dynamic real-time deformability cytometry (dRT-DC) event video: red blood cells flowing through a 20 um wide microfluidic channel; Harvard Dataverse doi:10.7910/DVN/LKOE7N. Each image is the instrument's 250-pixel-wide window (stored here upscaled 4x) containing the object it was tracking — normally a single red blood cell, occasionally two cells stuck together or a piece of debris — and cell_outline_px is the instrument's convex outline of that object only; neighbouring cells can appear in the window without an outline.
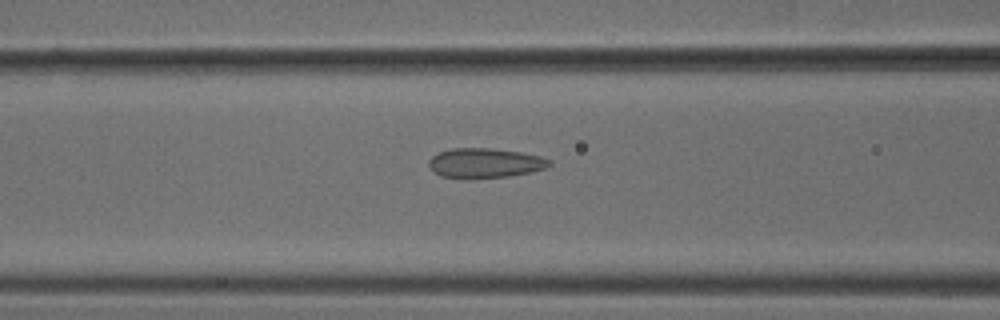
{"species": "common noctule bat (a hibernating species)", "species_latin": "Nyctalus noctula", "temperature_condition": "cold", "stored_images_in_passage": 52, "camera_frame_rate_fps": 3000, "um_per_image_px": 0.085, "animal": {"sex": "male", "body_mass_g": 18.8}, "frame": {"image": 1, "passage_image": 21, "time_ms": 6.667, "image_size_px": [1000, 320], "cell_outline_px": [[552, 164], [544, 168], [528, 172], [508, 176], [440, 176], [428, 164], [428, 160], [432, 156], [440, 152], [452, 148], [488, 148], [520, 152], [540, 156], [548, 160]], "centroid_in_image_um": [41.22, 13.81], "position_along_channel_um": 125.4, "area_um2": 19.88}}
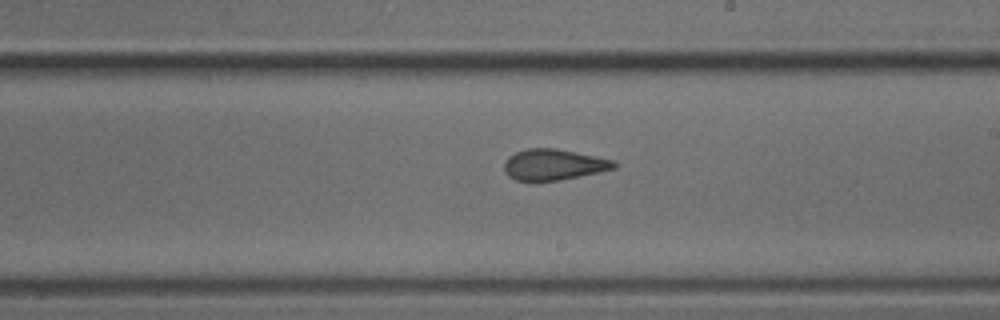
{"frame": {"image": 2, "passage_image": 30, "time_ms": 9.667, "image_size_px": [1000, 320], "cell_outline_px": [[616, 168], [580, 176], [560, 180], [516, 180], [508, 176], [504, 172], [504, 164], [508, 156], [516, 152], [528, 148], [556, 148], [596, 156], [612, 160], [616, 164]], "centroid_in_image_um": [47.03, 13.98], "position_along_channel_um": 242.0, "area_um2": 19.65}}
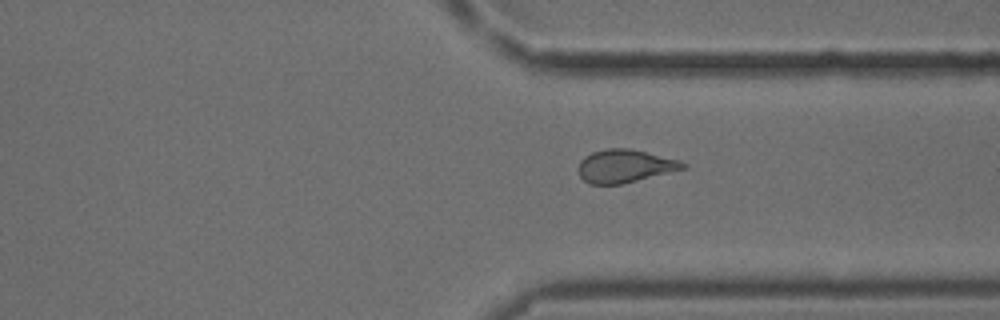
{"frame": {"image": 3, "passage_image": 39, "time_ms": 12.667, "image_size_px": [1000, 320], "cell_outline_px": [[688, 168], [620, 184], [588, 184], [580, 176], [580, 160], [584, 156], [592, 152], [608, 148], [628, 148], [680, 160], [688, 164]], "centroid_in_image_um": [53.14, 14.11], "position_along_channel_um": 358.3, "area_um2": 20.0}, "authors_computed_cell_mechanics": {"area_um2": 20.6635, "velocity_mm_per_s": 3.8812, "shape_relaxation_time_tau1_ms": 7.0997, "shape_relaxation_time_tau2_ms": 1.2527, "deformation_change_tau1": 0.1395, "deformation_change_tau2": 0.0748}}